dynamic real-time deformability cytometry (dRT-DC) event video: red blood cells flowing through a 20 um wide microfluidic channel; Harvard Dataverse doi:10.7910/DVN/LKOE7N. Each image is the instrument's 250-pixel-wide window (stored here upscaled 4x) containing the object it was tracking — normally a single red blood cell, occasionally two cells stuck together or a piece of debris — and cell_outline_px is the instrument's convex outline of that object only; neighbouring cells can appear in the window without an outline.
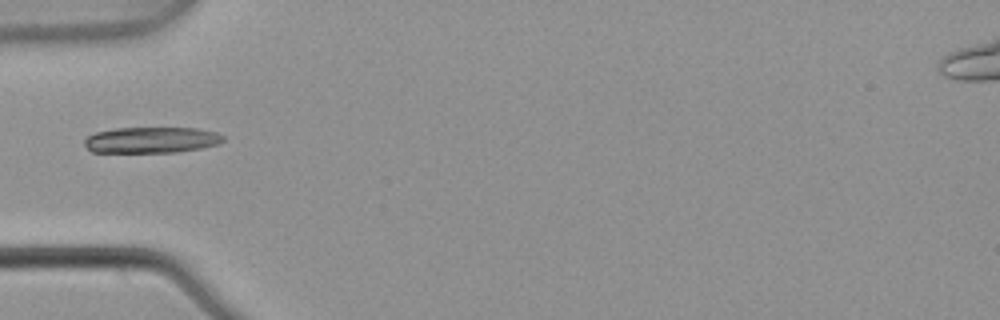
{"species": "common noctule bat (a hibernating species)", "species_latin": "Nyctalus noctula", "temperature_condition": "warm", "stored_images_in_passage": 5, "camera_frame_rate_fps": 3000, "um_per_image_px": 0.085, "animal": {"sex": "male", "body_mass_g": 21.5, "forearm_length_mm": 52.0}, "frame": {"image": 1, "passage_image": 5, "time_ms": 1.333, "image_size_px": [1000, 320], "cell_outline_px": [[224, 140], [220, 144], [200, 148], [176, 152], [92, 152], [84, 144], [84, 140], [88, 136], [96, 132], [116, 128], [196, 128], [216, 132], [224, 136]], "centroid_in_image_um": [12.89, 11.9], "position_along_channel_um": 72.1, "area_um2": 20.98}}